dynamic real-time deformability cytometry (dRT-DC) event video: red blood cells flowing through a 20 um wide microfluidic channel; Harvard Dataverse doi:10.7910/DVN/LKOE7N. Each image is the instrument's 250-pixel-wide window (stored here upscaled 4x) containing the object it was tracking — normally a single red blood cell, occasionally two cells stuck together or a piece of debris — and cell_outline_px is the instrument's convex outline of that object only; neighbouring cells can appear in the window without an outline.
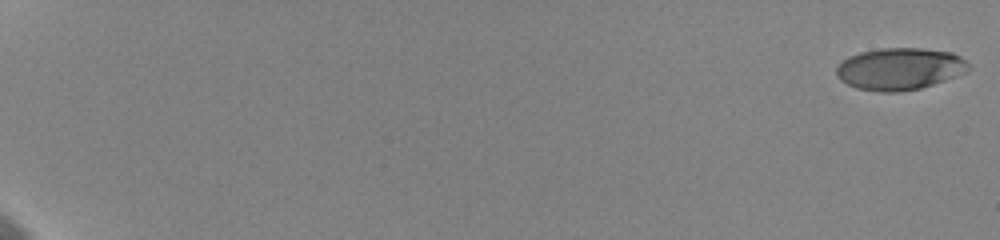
{"species": "human", "species_latin": "Homo sapiens", "temperature_condition": "cold", "stored_images_in_passage": 10, "camera_frame_rate_fps": 3000, "um_per_image_px": 0.085, "donor": {"sex": "female"}, "frame": {"image": 1, "passage_image": 1, "time_ms": 0.0, "image_size_px": [1000, 240], "cell_outline_px": [[972, 68], [968, 72], [920, 88], [896, 92], [880, 92], [856, 88], [840, 80], [836, 76], [836, 68], [848, 56], [860, 52], [880, 48], [924, 48], [952, 52], [960, 56]], "centroid_in_image_um": [76.48, 5.84], "position_along_channel_um": 8.5, "area_um2": 32.43}}